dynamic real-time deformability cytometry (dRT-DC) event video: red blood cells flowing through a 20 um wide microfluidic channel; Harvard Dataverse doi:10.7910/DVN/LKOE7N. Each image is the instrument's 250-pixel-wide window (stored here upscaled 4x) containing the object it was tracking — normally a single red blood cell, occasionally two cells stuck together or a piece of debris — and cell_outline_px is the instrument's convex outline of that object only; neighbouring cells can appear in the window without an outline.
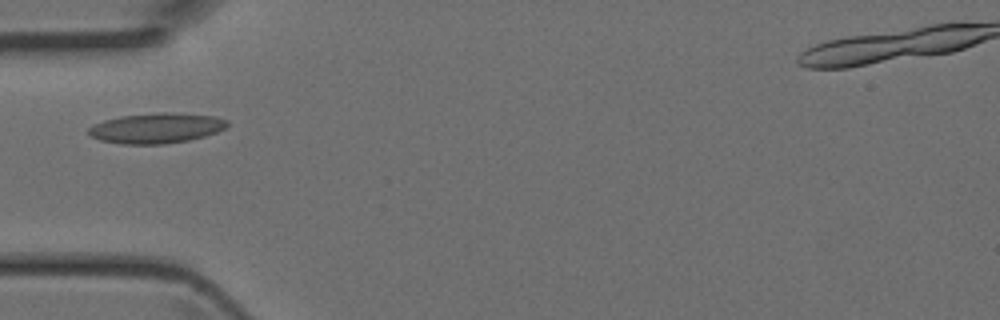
{"species": "Egyptian fruit bat (a non-hibernating species)", "species_latin": "Rousettus aegyptiacus", "temperature_condition": "room temperature", "stored_images_in_passage": 1, "camera_frame_rate_fps": 3000, "um_per_image_px": 0.085, "animal": {"sex": "female"}, "frame": {"image": 1, "passage_image": 1, "time_ms": 0.0, "image_size_px": [1000, 320], "cell_outline_px": [[228, 128], [204, 136], [188, 140], [164, 144], [120, 144], [100, 140], [92, 136], [88, 132], [88, 128], [92, 124], [104, 120], [120, 116], [164, 112], [172, 112], [216, 116], [228, 120]], "centroid_in_image_um": [13.31, 10.88], "position_along_channel_um": 71.7, "area_um2": 24.57}}